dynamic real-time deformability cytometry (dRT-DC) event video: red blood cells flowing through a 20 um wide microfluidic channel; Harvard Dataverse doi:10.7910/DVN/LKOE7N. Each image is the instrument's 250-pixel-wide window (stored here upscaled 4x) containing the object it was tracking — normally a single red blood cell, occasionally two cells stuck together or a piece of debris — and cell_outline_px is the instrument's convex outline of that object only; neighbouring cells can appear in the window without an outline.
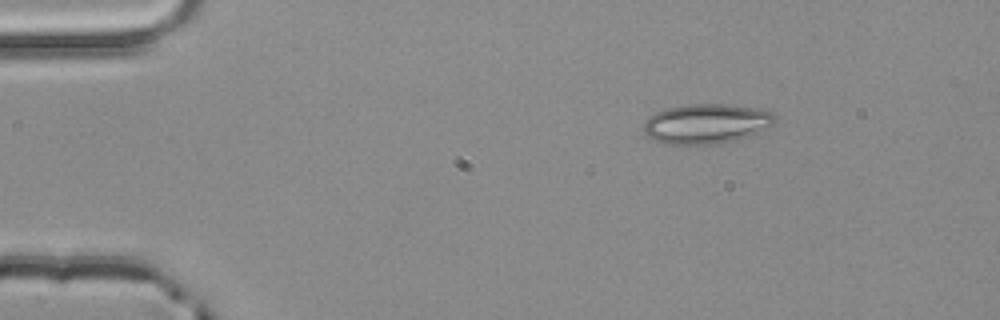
{"species": "common noctule bat (a hibernating species)", "species_latin": "Nyctalus noctula", "temperature_condition": "room temperature", "stored_images_in_passage": 3, "camera_frame_rate_fps": 3000, "um_per_image_px": 0.085, "animal": {"sex": "male", "body_mass_g": 20.4}, "frame": {"image": 1, "passage_image": 1, "time_ms": 0.0, "image_size_px": [1000, 320], "cell_outline_px": [[776, 120], [760, 136], [740, 140], [712, 144], [664, 144], [648, 136], [644, 132], [644, 120], [648, 116], [664, 108], [688, 104], [724, 104], [760, 108], [772, 112], [776, 116]], "centroid_in_image_um": [60.11, 10.52], "position_along_channel_um": 24.9, "area_um2": 31.27}}